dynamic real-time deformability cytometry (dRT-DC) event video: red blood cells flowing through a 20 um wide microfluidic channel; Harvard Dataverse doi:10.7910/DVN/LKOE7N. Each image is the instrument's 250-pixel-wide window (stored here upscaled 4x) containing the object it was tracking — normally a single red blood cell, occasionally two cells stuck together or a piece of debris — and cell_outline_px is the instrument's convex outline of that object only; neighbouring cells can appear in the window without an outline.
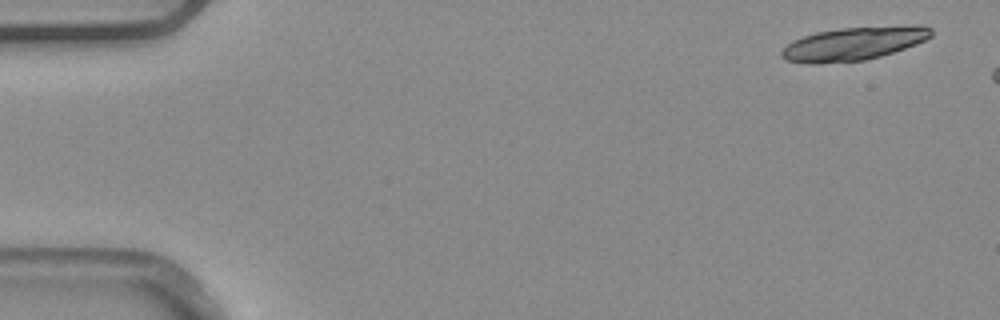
{"species": "common noctule bat (a hibernating species)", "species_latin": "Nyctalus noctula", "temperature_condition": "warm", "stored_images_in_passage": 4, "segment_of_instrument_passage": [2, 2], "camera_frame_rate_fps": 3000, "um_per_image_px": 0.085, "animal": {"sex": "male", "body_mass_g": 20.4}, "frame": {"image": 1, "passage_image": 4, "time_ms": 1.0, "image_size_px": [1000, 320], "cell_outline_px": [[932, 36], [916, 44], [880, 56], [864, 60], [820, 64], [808, 64], [784, 60], [780, 56], [780, 52], [792, 40], [816, 32], [840, 28], [916, 24], [920, 24], [932, 28]], "centroid_in_image_um": [72.55, 3.7], "position_along_channel_um": 12.4, "area_um2": 29.36}}